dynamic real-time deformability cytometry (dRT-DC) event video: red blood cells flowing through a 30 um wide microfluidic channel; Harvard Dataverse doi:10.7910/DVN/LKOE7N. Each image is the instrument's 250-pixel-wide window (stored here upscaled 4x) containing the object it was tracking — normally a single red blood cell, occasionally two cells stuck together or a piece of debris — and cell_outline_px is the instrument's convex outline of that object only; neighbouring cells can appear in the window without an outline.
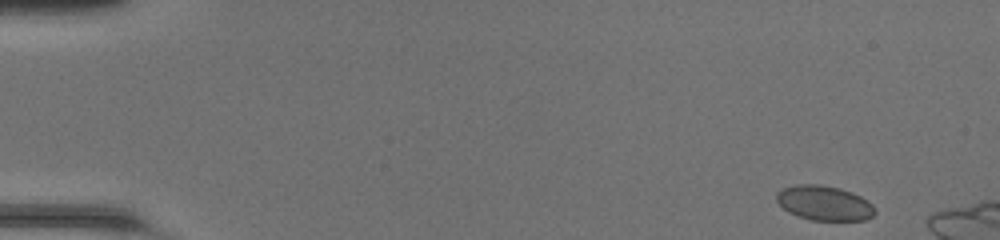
{"species": "common noctule bat (a hibernating species)", "species_latin": "Nyctalus noctula", "temperature_condition": "room temperature", "stored_images_in_passage": 44, "camera_frame_rate_fps": 3000, "um_per_image_px": 0.085, "animal": {"sex": "female", "body_mass_g": 20.0, "forearm_length_mm": 54.0}, "frame": {"image": 1, "passage_image": 1, "time_ms": 0.0, "image_size_px": [1000, 240], "cell_outline_px": [[876, 212], [872, 216], [864, 220], [812, 220], [796, 216], [788, 212], [776, 200], [776, 192], [780, 188], [796, 184], [820, 184], [840, 188], [852, 192], [868, 200], [876, 208]], "centroid_in_image_um": [70.05, 17.25], "position_along_channel_um": 15.0, "area_um2": 20.17}}
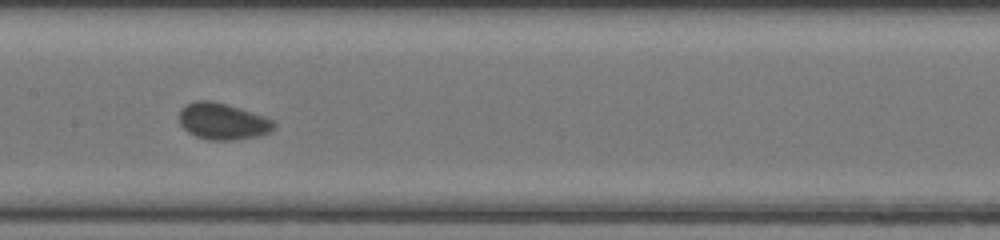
{"frame": {"image": 2, "passage_image": 23, "time_ms": 7.333, "image_size_px": [1000, 240], "cell_outline_px": [[276, 124], [268, 132], [260, 136], [232, 140], [212, 140], [196, 136], [188, 132], [180, 124], [180, 108], [196, 100], [212, 100], [228, 104], [264, 116], [272, 120]], "centroid_in_image_um": [18.92, 10.3], "position_along_channel_um": 188.5, "area_um2": 20.06}}
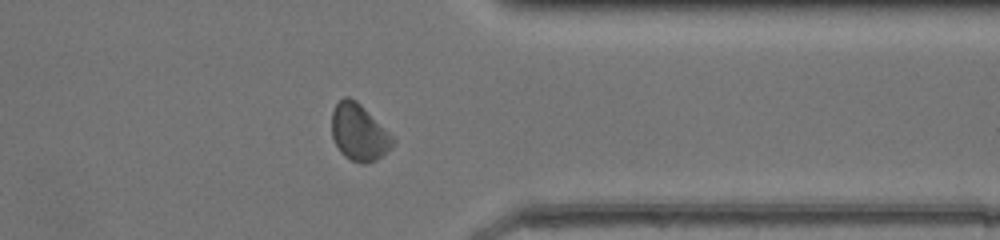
{"frame": {"image": 3, "passage_image": 37, "time_ms": 12.0, "image_size_px": [1000, 240], "cell_outline_px": [[396, 140], [376, 160], [364, 164], [360, 164], [344, 156], [340, 152], [332, 136], [332, 112], [336, 104], [344, 96], [348, 96], [356, 100]], "centroid_in_image_um": [30.47, 11.25], "position_along_channel_um": 380.9, "area_um2": 19.71}, "authors_computed_cell_mechanics": {"area_um2": 19.5942, "velocity_mm_per_s": 4.2393, "shape_relaxation_time_tau1_ms": 1.3001, "shape_relaxation_time_tau2_ms": null, "deformation_change_tau1": 0.0417, "deformation_change_tau2": null}}